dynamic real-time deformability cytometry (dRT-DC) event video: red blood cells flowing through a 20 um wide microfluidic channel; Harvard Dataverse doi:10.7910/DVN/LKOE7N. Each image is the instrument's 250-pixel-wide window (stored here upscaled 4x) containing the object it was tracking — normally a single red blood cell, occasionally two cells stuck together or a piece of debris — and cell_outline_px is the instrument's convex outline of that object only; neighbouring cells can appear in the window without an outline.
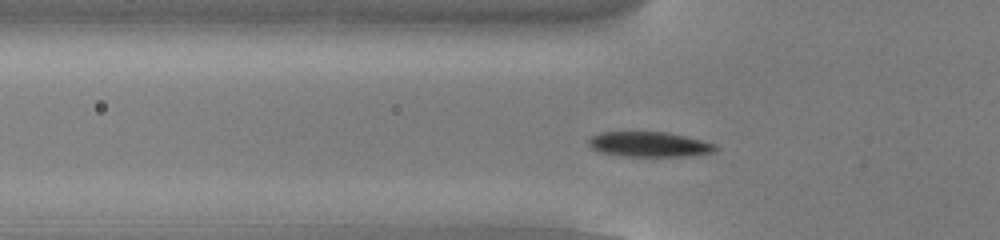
{"species": "common noctule bat (a hibernating species)", "species_latin": "Nyctalus noctula", "temperature_condition": "cold", "stored_images_in_passage": 47, "camera_frame_rate_fps": 3000, "um_per_image_px": 0.085, "animal": {"sex": "male", "body_mass_g": 13.0, "forearm_length_mm": 53.1}, "frame": {"image": 1, "passage_image": 11, "time_ms": 3.333, "image_size_px": [1000, 240], "cell_outline_px": [[720, 148], [712, 152], [688, 156], [620, 156], [600, 152], [592, 148], [588, 144], [588, 140], [592, 136], [600, 132], [668, 132], [716, 144]], "centroid_in_image_um": [55.18, 12.27], "position_along_channel_um": 70.6, "area_um2": 18.5}}
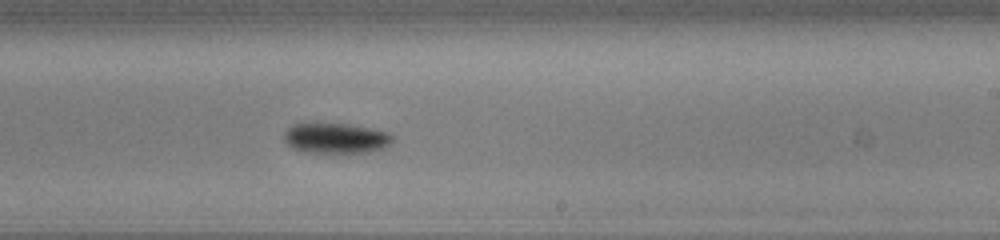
{"frame": {"image": 2, "passage_image": 26, "time_ms": 8.333, "image_size_px": [1000, 240], "cell_outline_px": [[392, 140], [384, 148], [372, 152], [304, 152], [292, 148], [284, 140], [284, 132], [292, 124], [348, 124], [372, 128], [388, 132], [392, 136]], "centroid_in_image_um": [28.54, 11.75], "position_along_channel_um": 260.5, "area_um2": 19.02}}
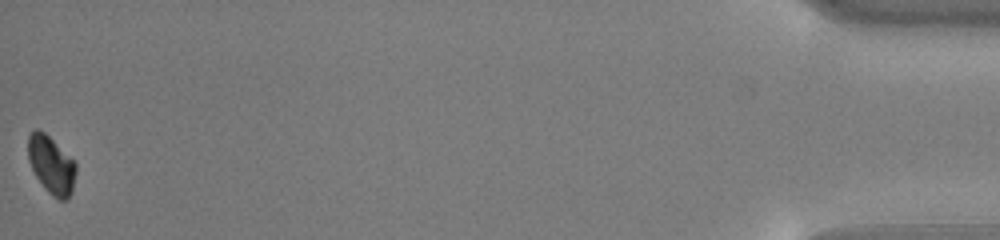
{"frame": {"image": 3, "passage_image": 47, "time_ms": 15.333, "image_size_px": [1000, 240], "cell_outline_px": [[76, 172], [72, 192], [64, 200], [60, 200], [52, 196], [44, 188], [36, 176], [28, 160], [28, 136], [36, 128], [44, 132], [76, 164]], "centroid_in_image_um": [4.35, 14.04], "position_along_channel_um": 430.9, "area_um2": 15.78}, "authors_computed_cell_mechanics": {"area_um2": 17.7446, "velocity_mm_per_s": 3.8184, "shape_relaxation_time_tau1_ms": 2.6945, "shape_relaxation_time_tau2_ms": null, "deformation_change_tau1": 0.1348, "deformation_change_tau2": null}}